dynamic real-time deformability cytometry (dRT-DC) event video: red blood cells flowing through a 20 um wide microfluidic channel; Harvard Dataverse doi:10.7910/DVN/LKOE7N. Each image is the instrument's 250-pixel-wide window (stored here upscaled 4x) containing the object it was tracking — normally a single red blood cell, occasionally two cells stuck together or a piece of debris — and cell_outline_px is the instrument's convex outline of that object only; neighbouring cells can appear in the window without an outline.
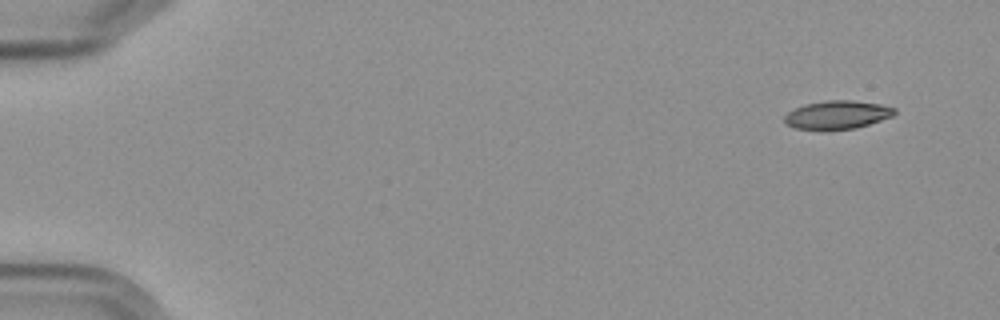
{"species": "Egyptian fruit bat (a non-hibernating species)", "species_latin": "Rousettus aegyptiacus", "temperature_condition": "cold", "stored_images_in_passage": 5, "segment_of_instrument_passage": [1, 2], "camera_frame_rate_fps": 3000, "um_per_image_px": 0.085, "frame": {"image": 1, "passage_image": 1, "time_ms": 0.0, "image_size_px": [1000, 320], "cell_outline_px": [[896, 112], [892, 116], [856, 128], [828, 132], [796, 128], [784, 124], [784, 116], [788, 112], [804, 104], [824, 100], [852, 100], [880, 104], [896, 108]], "centroid_in_image_um": [71.12, 9.78], "position_along_channel_um": 13.9, "area_um2": 18.67}}
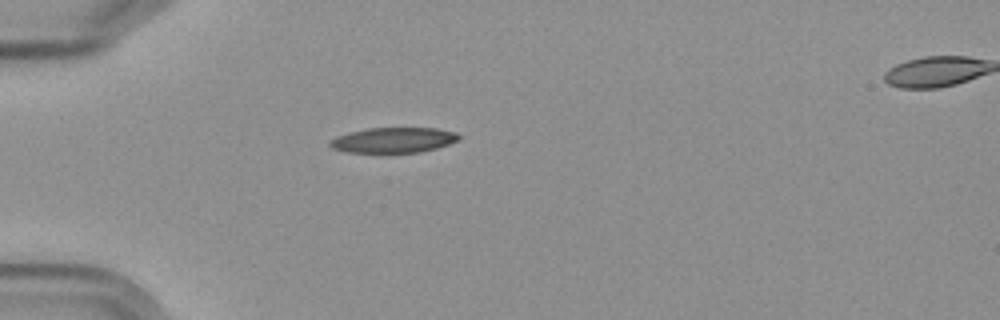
{"frame": {"image": 2, "passage_image": 4, "time_ms": 4.333, "image_size_px": [1000, 320], "cell_outline_px": [[460, 140], [436, 148], [420, 152], [344, 152], [332, 148], [328, 144], [328, 140], [336, 136], [348, 132], [368, 128], [436, 128], [456, 132], [460, 136]], "centroid_in_image_um": [33.41, 11.9], "position_along_channel_um": 51.6, "area_um2": 19.07}}